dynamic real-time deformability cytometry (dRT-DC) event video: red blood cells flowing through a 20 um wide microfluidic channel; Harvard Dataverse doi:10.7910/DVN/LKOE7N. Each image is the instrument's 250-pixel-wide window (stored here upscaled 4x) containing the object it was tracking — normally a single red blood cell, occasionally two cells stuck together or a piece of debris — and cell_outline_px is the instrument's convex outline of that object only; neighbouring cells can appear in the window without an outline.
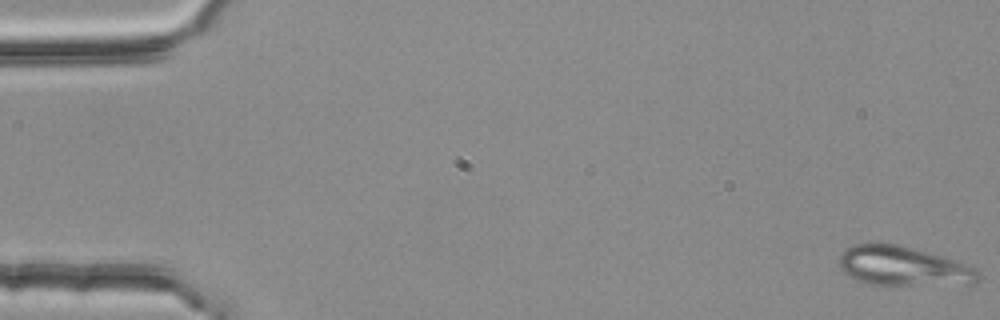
{"species": "common noctule bat (a hibernating species)", "species_latin": "Nyctalus noctula", "temperature_condition": "room temperature", "stored_images_in_passage": 6, "camera_frame_rate_fps": 3000, "um_per_image_px": 0.085, "animal": {"sex": "female", "body_mass_g": 25.1}, "frame": {"image": 1, "passage_image": 1, "time_ms": 0.0, "image_size_px": [1000, 320], "cell_outline_px": [[980, 276], [976, 284], [868, 284], [844, 272], [840, 268], [840, 256], [844, 248], [856, 244], [892, 244], [944, 256], [980, 268]], "centroid_in_image_um": [76.85, 22.63], "position_along_channel_um": 8.1, "area_um2": 31.56}}